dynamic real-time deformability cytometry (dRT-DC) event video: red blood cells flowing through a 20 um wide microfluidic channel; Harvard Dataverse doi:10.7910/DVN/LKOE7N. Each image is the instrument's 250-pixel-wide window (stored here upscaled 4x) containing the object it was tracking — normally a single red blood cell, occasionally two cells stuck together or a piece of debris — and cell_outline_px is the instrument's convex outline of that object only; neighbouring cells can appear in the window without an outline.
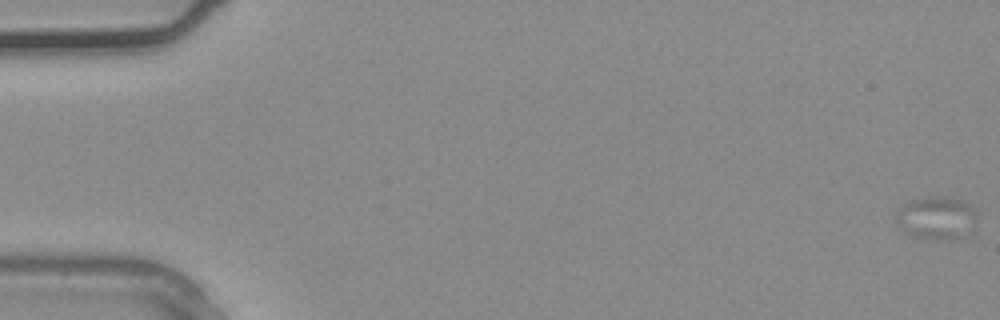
{"species": "common noctule bat (a hibernating species)", "species_latin": "Nyctalus noctula", "temperature_condition": "warm", "stored_images_in_passage": 40, "camera_frame_rate_fps": 3000, "um_per_image_px": 0.085, "animal": {"sex": "male", "body_mass_g": 20.4}, "frame": {"image": 1, "passage_image": 1, "time_ms": 0.0, "image_size_px": [1000, 320], "cell_outline_px": [[972, 212], [964, 232], [956, 240], [936, 240], [916, 236], [904, 232], [896, 220], [896, 212], [908, 200], [928, 196], [944, 196], [960, 200], [968, 204], [972, 208]], "centroid_in_image_um": [79.44, 18.49], "position_along_channel_um": 5.6, "area_um2": 19.25}}
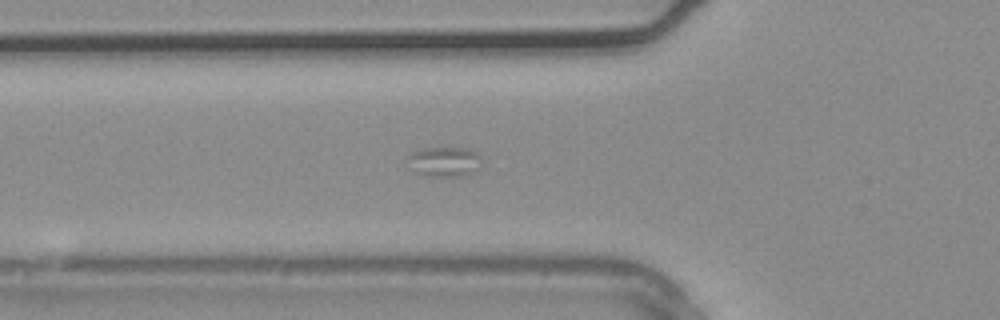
{"frame": {"image": 2, "passage_image": 15, "time_ms": 4.667, "image_size_px": [1000, 320], "cell_outline_px": [[480, 168], [464, 176], [424, 176], [408, 168], [408, 156], [412, 152], [424, 148], [468, 148], [476, 152], [480, 156]], "centroid_in_image_um": [37.75, 13.75], "position_along_channel_um": 88.1, "area_um2": 13.01}}
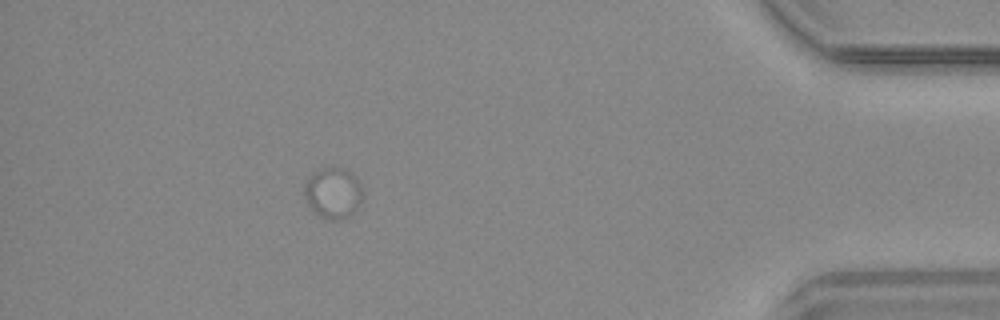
{"frame": {"image": 3, "passage_image": 36, "time_ms": 11.667, "image_size_px": [1000, 320], "cell_outline_px": [[364, 196], [360, 204], [352, 216], [340, 220], [324, 220], [312, 212], [304, 196], [304, 184], [308, 176], [316, 168], [328, 164], [340, 164], [356, 176], [364, 188]], "centroid_in_image_um": [28.33, 16.35], "position_along_channel_um": 406.9, "area_um2": 18.84}}